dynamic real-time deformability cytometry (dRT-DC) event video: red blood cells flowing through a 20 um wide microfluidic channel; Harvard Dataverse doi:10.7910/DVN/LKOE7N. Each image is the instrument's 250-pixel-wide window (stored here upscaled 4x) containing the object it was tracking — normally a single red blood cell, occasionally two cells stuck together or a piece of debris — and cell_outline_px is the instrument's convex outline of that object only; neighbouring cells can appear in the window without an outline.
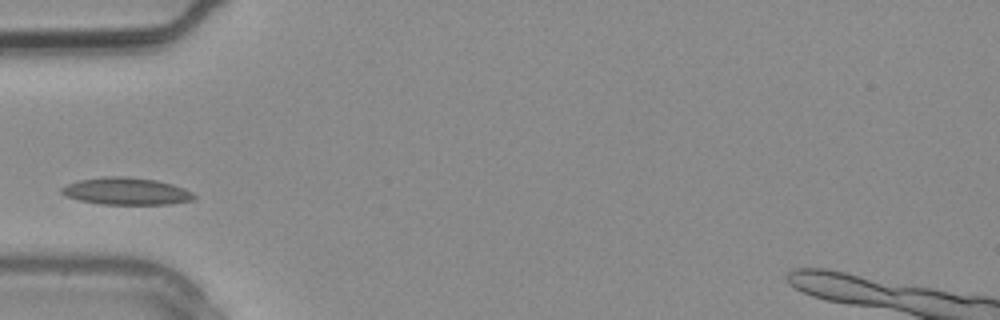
{"species": "common noctule bat (a hibernating species)", "species_latin": "Nyctalus noctula", "temperature_condition": "warm", "stored_images_in_passage": 1, "camera_frame_rate_fps": 3000, "um_per_image_px": 0.085, "animal": {"sex": "male", "body_mass_g": 20.4}, "frame": {"image": 1, "passage_image": 1, "time_ms": 0.0, "image_size_px": [1000, 320], "cell_outline_px": [[196, 200], [168, 204], [100, 204], [80, 200], [68, 196], [60, 192], [60, 188], [68, 184], [80, 180], [104, 176], [128, 176], [156, 180], [172, 184], [184, 188], [192, 192], [196, 196]], "centroid_in_image_um": [10.77, 16.25], "position_along_channel_um": 74.2, "area_um2": 20.98}}